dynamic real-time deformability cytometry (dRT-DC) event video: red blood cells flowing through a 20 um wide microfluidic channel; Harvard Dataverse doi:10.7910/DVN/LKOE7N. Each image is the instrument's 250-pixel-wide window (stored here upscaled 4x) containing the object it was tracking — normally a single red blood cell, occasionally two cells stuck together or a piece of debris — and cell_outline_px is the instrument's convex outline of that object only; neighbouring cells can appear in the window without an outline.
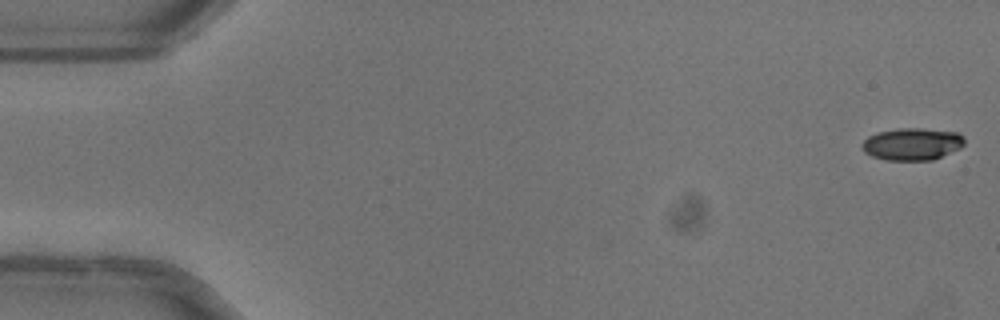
{"species": "common noctule bat (a hibernating species)", "species_latin": "Nyctalus noctula", "temperature_condition": "warm", "stored_images_in_passage": 51, "camera_frame_rate_fps": 3000, "um_per_image_px": 0.085, "animal": {"sex": "female"}, "frame": {"image": 1, "passage_image": 1, "time_ms": 0.0, "image_size_px": [1000, 320], "cell_outline_px": [[964, 144], [960, 148], [932, 160], [888, 160], [872, 156], [864, 152], [860, 148], [860, 144], [868, 136], [880, 132], [900, 128], [920, 128], [956, 132], [964, 136]], "centroid_in_image_um": [77.51, 12.24], "position_along_channel_um": 7.5, "area_um2": 19.19}}
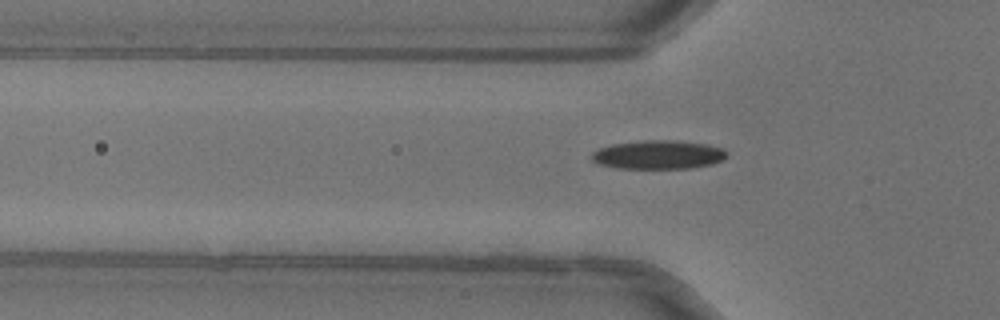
{"frame": {"image": 2, "passage_image": 17, "time_ms": 5.333, "image_size_px": [1000, 320], "cell_outline_px": [[728, 152], [720, 160], [712, 164], [692, 168], [616, 168], [600, 164], [592, 160], [592, 152], [600, 148], [612, 144], [644, 140], [672, 140], [708, 144], [724, 148]], "centroid_in_image_um": [55.96, 13.14], "position_along_channel_um": 69.8, "area_um2": 22.54}}
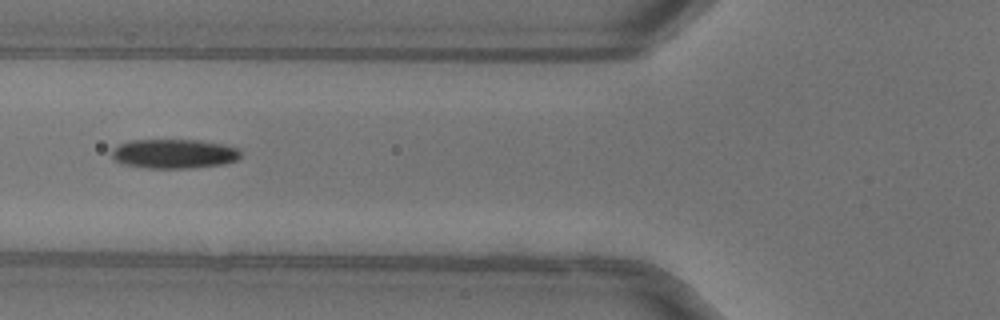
{"frame": {"image": 3, "passage_image": 20, "time_ms": 6.333, "image_size_px": [1000, 320], "cell_outline_px": [[240, 156], [236, 160], [224, 164], [196, 168], [148, 168], [124, 164], [116, 160], [112, 156], [112, 148], [128, 140], [200, 140], [224, 144], [240, 148]], "centroid_in_image_um": [14.82, 13.06], "position_along_channel_um": 111.0, "area_um2": 22.2}, "authors_computed_cell_mechanics": {"area_um2": 21.0392, "velocity_mm_per_s": 4.0531, "shape_relaxation_time_tau1_ms": 7.0637, "shape_relaxation_time_tau2_ms": null, "deformation_change_tau1": 0.1802, "deformation_change_tau2": null}}